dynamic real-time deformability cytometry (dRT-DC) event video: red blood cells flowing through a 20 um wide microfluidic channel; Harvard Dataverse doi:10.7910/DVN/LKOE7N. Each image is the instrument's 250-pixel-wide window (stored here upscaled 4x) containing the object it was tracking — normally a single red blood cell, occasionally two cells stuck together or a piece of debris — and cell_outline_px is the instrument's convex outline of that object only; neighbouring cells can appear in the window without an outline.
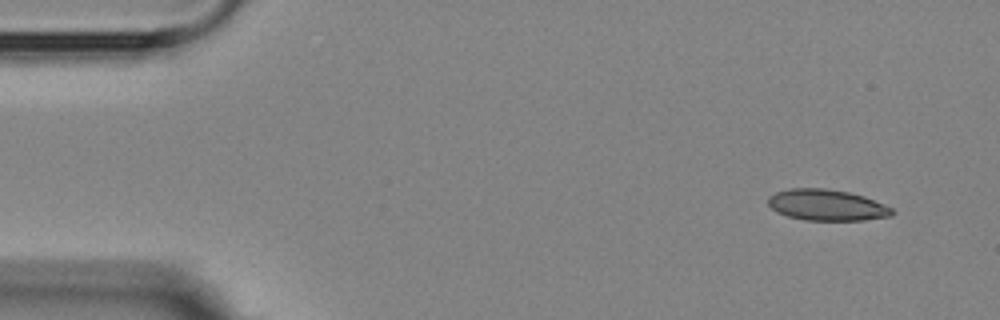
{"species": "Egyptian fruit bat (a non-hibernating species)", "species_latin": "Rousettus aegyptiacus", "temperature_condition": "room temperature", "stored_images_in_passage": 5, "camera_frame_rate_fps": 3000, "um_per_image_px": 0.085, "animal": {"sex": "female"}, "frame": {"image": 1, "passage_image": 1, "time_ms": 0.0, "image_size_px": [1000, 320], "cell_outline_px": [[896, 212], [892, 216], [864, 220], [804, 220], [788, 216], [776, 212], [768, 204], [768, 196], [776, 192], [788, 188], [828, 188], [848, 192], [864, 196], [892, 208]], "centroid_in_image_um": [70.27, 17.42], "position_along_channel_um": 14.7, "area_um2": 22.6}}
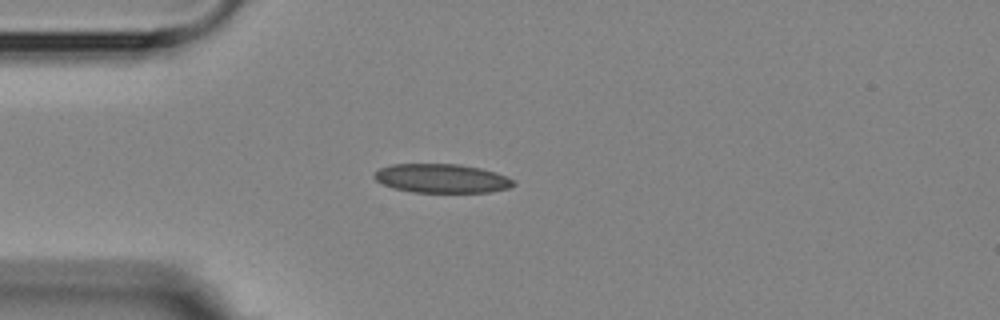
{"frame": {"image": 2, "passage_image": 4, "time_ms": 3.333, "image_size_px": [1000, 320], "cell_outline_px": [[516, 184], [508, 188], [488, 192], [412, 192], [392, 188], [376, 180], [372, 176], [380, 168], [392, 164], [460, 164], [480, 168], [496, 172], [512, 180]], "centroid_in_image_um": [37.52, 15.16], "position_along_channel_um": 47.5, "area_um2": 23.35}}